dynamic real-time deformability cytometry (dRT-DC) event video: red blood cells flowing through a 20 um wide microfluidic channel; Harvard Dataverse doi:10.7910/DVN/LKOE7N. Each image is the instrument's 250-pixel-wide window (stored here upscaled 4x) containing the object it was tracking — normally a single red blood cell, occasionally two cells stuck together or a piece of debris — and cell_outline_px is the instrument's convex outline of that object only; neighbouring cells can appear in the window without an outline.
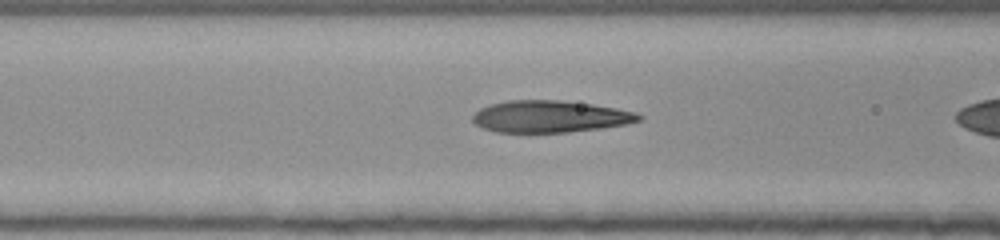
{"species": "human", "species_latin": "Homo sapiens", "temperature_condition": "room temperature", "stored_images_in_passage": 39, "camera_frame_rate_fps": 3000, "um_per_image_px": 0.085, "donor": {"sex": "female"}, "frame": {"image": 1, "passage_image": 19, "time_ms": 6.0, "image_size_px": [1000, 240], "cell_outline_px": [[644, 116], [640, 120], [628, 124], [600, 128], [568, 132], [496, 132], [480, 128], [472, 120], [472, 116], [480, 108], [488, 104], [508, 100], [560, 100], [592, 104], [616, 108], [636, 112]], "centroid_in_image_um": [46.73, 9.9], "position_along_channel_um": 119.9, "area_um2": 31.04}}
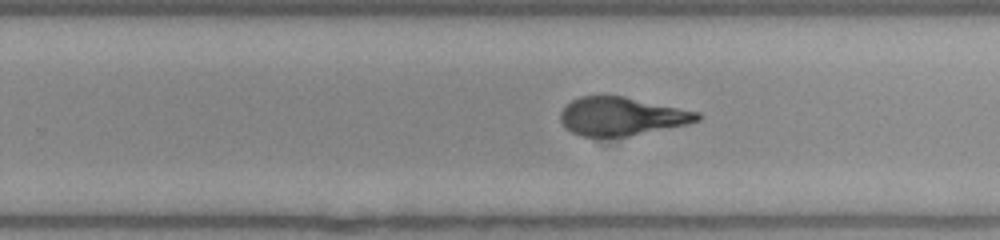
{"frame": {"image": 2, "passage_image": 31, "time_ms": 10.0, "image_size_px": [1000, 240], "cell_outline_px": [[700, 120], [688, 124], [628, 136], [580, 136], [572, 132], [560, 120], [560, 112], [572, 100], [580, 96], [624, 96], [700, 112]], "centroid_in_image_um": [52.86, 9.88], "position_along_channel_um": 276.9, "area_um2": 30.29}}
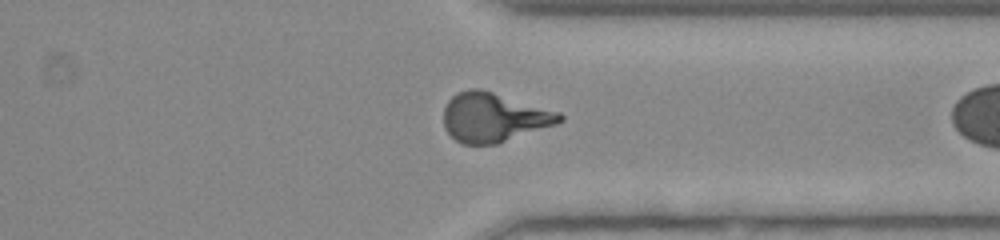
{"frame": {"image": 3, "passage_image": 38, "time_ms": 12.333, "image_size_px": [1000, 240], "cell_outline_px": [[564, 120], [556, 124], [496, 144], [460, 144], [444, 128], [444, 108], [448, 100], [456, 92], [472, 88], [476, 88], [492, 92], [560, 112], [564, 116]], "centroid_in_image_um": [41.95, 9.98], "position_along_channel_um": 369.4, "area_um2": 33.0}}